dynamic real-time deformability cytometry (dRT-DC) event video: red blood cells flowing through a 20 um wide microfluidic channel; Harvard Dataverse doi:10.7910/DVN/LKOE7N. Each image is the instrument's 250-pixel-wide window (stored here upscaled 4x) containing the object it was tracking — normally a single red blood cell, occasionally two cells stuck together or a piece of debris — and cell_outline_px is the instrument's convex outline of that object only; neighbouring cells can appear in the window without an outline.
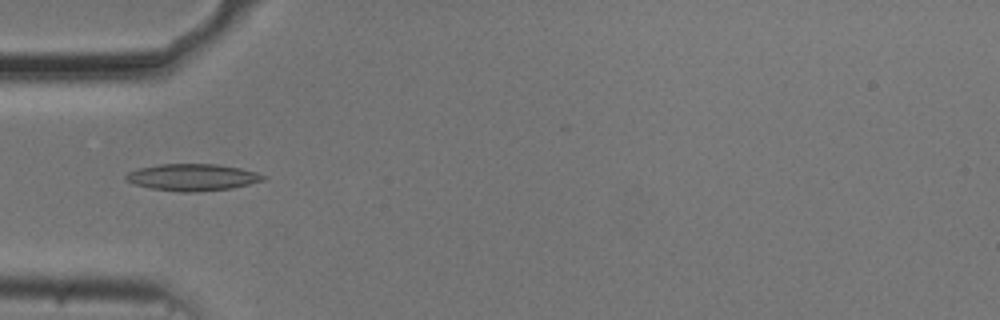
{"species": "common noctule bat (a hibernating species)", "species_latin": "Nyctalus noctula", "temperature_condition": "cold", "stored_images_in_passage": 38, "camera_frame_rate_fps": 3000, "um_per_image_px": 0.085, "animal": {"sex": "male", "body_mass_g": 20.5, "forearm_length_mm": 52.5}, "frame": {"image": 1, "passage_image": 1, "time_ms": 0.0, "image_size_px": [1000, 320], "cell_outline_px": [[268, 176], [264, 180], [232, 188], [196, 192], [180, 192], [152, 188], [136, 184], [128, 180], [124, 176], [128, 172], [140, 168], [160, 164], [216, 164], [240, 168], [256, 172]], "centroid_in_image_um": [16.4, 15.06], "position_along_channel_um": 68.6, "area_um2": 21.27}}
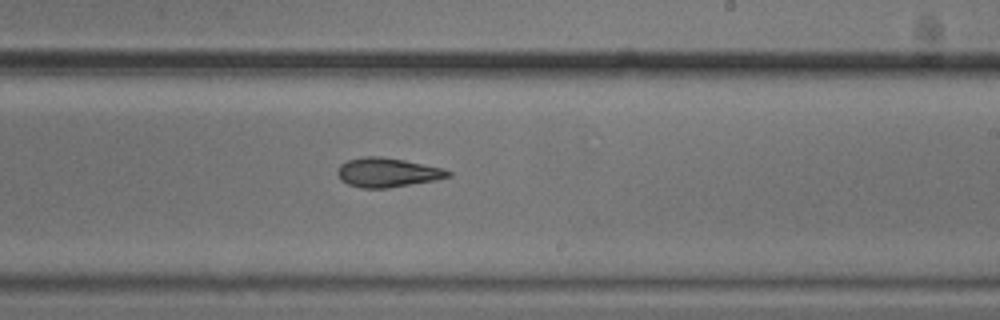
{"frame": {"image": 2, "passage_image": 16, "time_ms": 5.0, "image_size_px": [1000, 320], "cell_outline_px": [[452, 176], [436, 180], [388, 188], [360, 188], [348, 184], [340, 180], [336, 172], [340, 164], [348, 160], [364, 156], [380, 156], [404, 160], [444, 168], [452, 172]], "centroid_in_image_um": [32.93, 14.66], "position_along_channel_um": 256.1, "area_um2": 19.02}}
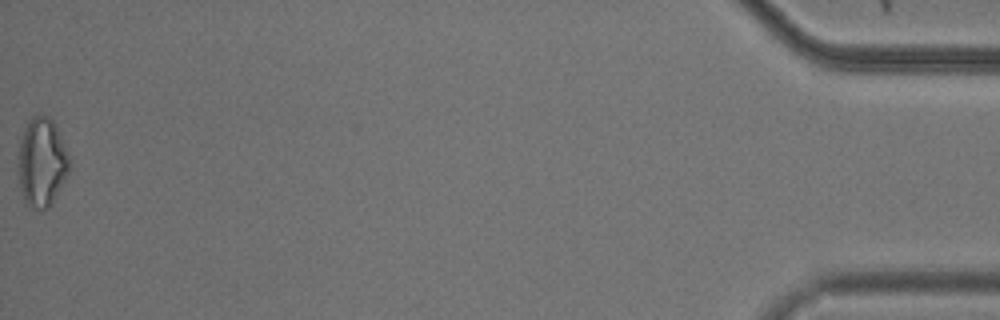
{"frame": {"image": 3, "passage_image": 38, "time_ms": 12.333, "image_size_px": [1000, 320], "cell_outline_px": [[68, 172], [52, 204], [48, 208], [32, 208], [24, 204], [16, 172], [16, 156], [20, 140], [24, 128], [28, 120], [32, 116], [48, 116], [52, 120], [56, 128], [68, 156]], "centroid_in_image_um": [3.47, 13.83], "position_along_channel_um": 431.7, "area_um2": 26.65}, "authors_computed_cell_mechanics": {"area_um2": 19.1029, "velocity_mm_per_s": 3.7295, "shape_relaxation_time_tau1_ms": 5.769, "shape_relaxation_time_tau2_ms": 1.8817, "deformation_change_tau1": 0.1667, "deformation_change_tau2": 0.0912}}